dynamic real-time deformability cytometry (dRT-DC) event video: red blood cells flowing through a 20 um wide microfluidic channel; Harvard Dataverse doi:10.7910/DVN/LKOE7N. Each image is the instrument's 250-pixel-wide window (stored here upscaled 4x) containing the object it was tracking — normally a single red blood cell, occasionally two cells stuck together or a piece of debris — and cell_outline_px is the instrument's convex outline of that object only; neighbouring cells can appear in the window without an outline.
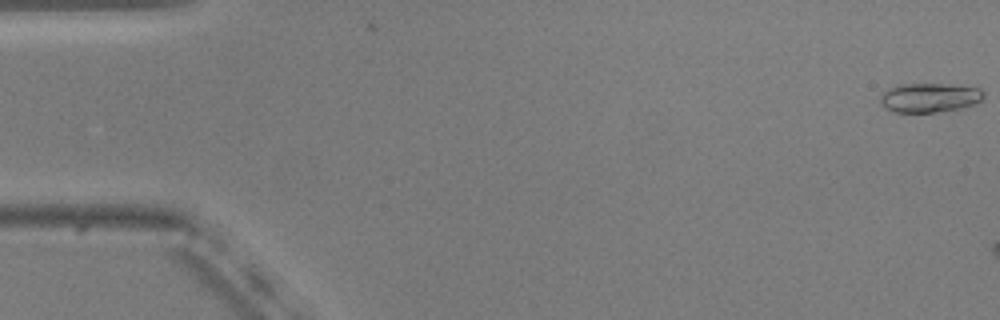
{"species": "common noctule bat (a hibernating species)", "species_latin": "Nyctalus noctula", "temperature_condition": "warm", "stored_images_in_passage": 11, "camera_frame_rate_fps": 3000, "um_per_image_px": 0.085, "animal": {"sex": "male", "body_mass_g": 20.5, "forearm_length_mm": 52.5}, "frame": {"image": 1, "passage_image": 1, "time_ms": 0.0, "image_size_px": [1000, 320], "cell_outline_px": [[984, 96], [980, 100], [964, 108], [936, 112], [896, 112], [884, 108], [880, 100], [880, 96], [888, 88], [900, 84], [948, 84], [980, 88], [984, 92]], "centroid_in_image_um": [79.0, 8.3], "position_along_channel_um": 6.0, "area_um2": 17.63}}